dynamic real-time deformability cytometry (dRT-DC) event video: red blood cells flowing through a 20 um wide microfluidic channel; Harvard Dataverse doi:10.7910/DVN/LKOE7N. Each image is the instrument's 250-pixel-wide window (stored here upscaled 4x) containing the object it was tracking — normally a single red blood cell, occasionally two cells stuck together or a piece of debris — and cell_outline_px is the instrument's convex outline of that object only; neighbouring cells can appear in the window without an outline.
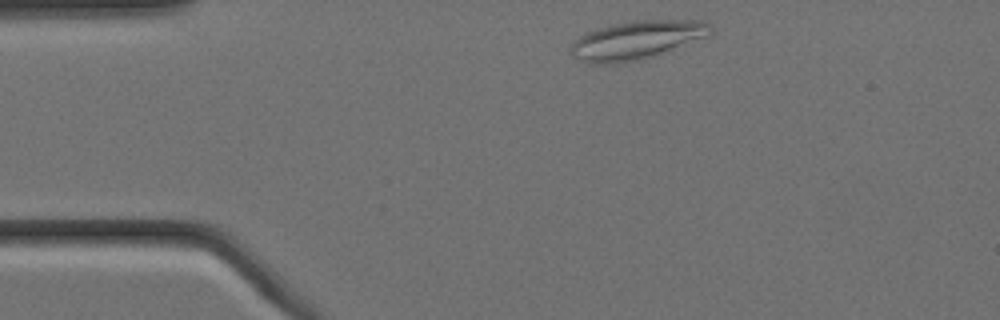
{"species": "Egyptian fruit bat (a non-hibernating species)", "species_latin": "Rousettus aegyptiacus", "temperature_condition": "cold", "stored_images_in_passage": 8, "camera_frame_rate_fps": 3000, "um_per_image_px": 0.085, "animal": {"sex": "female"}, "frame": {"image": 1, "passage_image": 1, "time_ms": 0.0, "image_size_px": [1000, 320], "cell_outline_px": [[712, 32], [708, 36], [660, 52], [632, 60], [608, 64], [588, 64], [572, 56], [572, 44], [580, 36], [588, 32], [608, 24], [640, 20], [700, 20], [708, 24], [712, 28]], "centroid_in_image_um": [54.07, 3.38], "position_along_channel_um": 30.9, "area_um2": 30.4}}
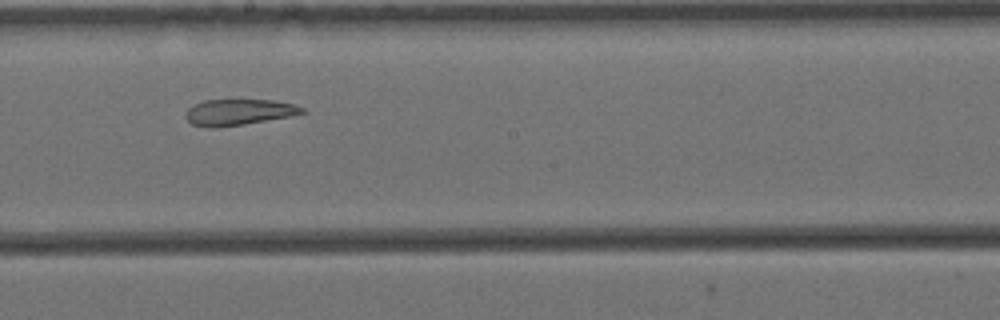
{"frame": {"image": 2, "passage_image": 7, "time_ms": 2.0, "image_size_px": [1000, 320], "cell_outline_px": [[304, 112], [292, 116], [244, 124], [216, 128], [208, 128], [192, 124], [184, 116], [184, 112], [192, 104], [204, 100], [272, 100], [296, 104], [304, 108]], "centroid_in_image_um": [20.25, 9.53], "position_along_channel_um": 228.0, "area_um2": 17.86}}
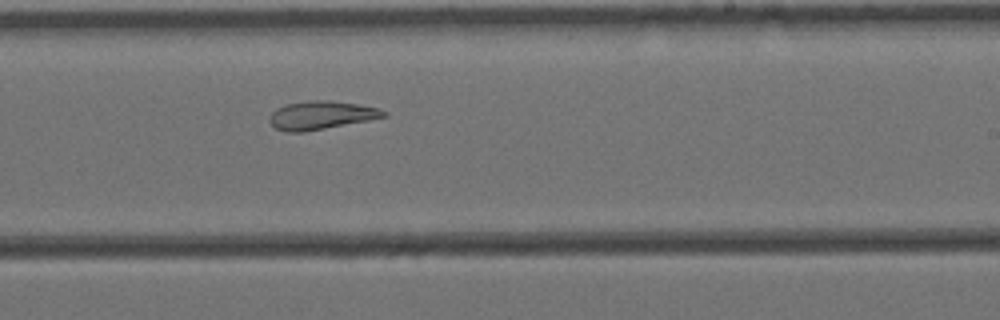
{"frame": {"image": 3, "passage_image": 8, "time_ms": 2.333, "image_size_px": [1000, 320], "cell_outline_px": [[388, 116], [368, 120], [304, 132], [284, 132], [276, 128], [268, 120], [272, 112], [276, 108], [284, 104], [312, 100], [328, 100], [356, 104], [376, 108], [384, 112]], "centroid_in_image_um": [27.22, 9.79], "position_along_channel_um": 261.8, "area_um2": 18.61}}